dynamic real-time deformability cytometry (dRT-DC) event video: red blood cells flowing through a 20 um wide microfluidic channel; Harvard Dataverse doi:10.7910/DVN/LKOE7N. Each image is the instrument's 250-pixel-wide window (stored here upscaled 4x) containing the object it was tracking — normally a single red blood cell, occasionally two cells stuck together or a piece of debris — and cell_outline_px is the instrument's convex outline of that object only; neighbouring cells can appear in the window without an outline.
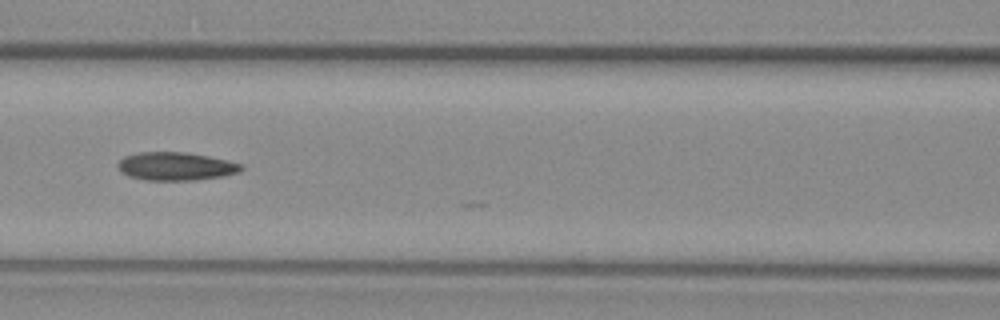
{"species": "common noctule bat (a hibernating species)", "species_latin": "Nyctalus noctula", "temperature_condition": "warm", "stored_images_in_passage": 53, "camera_frame_rate_fps": 3000, "um_per_image_px": 0.085, "animal": {"sex": "female", "body_mass_g": 29.2, "forearm_length_mm": 56.3}, "frame": {"image": 1, "passage_image": 23, "time_ms": 7.333, "image_size_px": [1000, 320], "cell_outline_px": [[244, 168], [240, 172], [224, 176], [196, 180], [144, 180], [128, 176], [120, 172], [116, 164], [124, 156], [140, 152], [180, 152], [208, 156], [228, 160], [244, 164]], "centroid_in_image_um": [14.95, 14.14], "position_along_channel_um": 151.6, "area_um2": 20.46}, "authors_computed_cell_mechanics": {"area_um2": 20.1722, "velocity_mm_per_s": 3.7636, "shape_relaxation_time_tau1_ms": null, "shape_relaxation_time_tau2_ms": 5.1227, "deformation_change_tau1": null, "deformation_change_tau2": 0.1489}}